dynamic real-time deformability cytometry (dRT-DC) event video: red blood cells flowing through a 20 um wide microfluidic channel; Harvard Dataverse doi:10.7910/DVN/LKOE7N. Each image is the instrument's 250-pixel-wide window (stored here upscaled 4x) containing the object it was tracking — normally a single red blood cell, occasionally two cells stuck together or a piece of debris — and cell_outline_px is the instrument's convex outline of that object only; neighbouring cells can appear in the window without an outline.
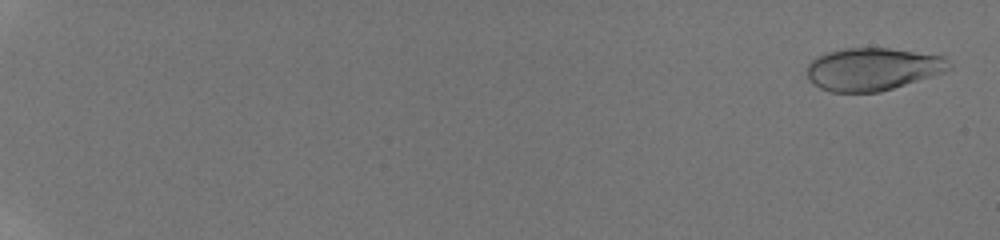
{"species": "human", "species_latin": "Homo sapiens", "temperature_condition": "room temperature", "stored_images_in_passage": 50, "camera_frame_rate_fps": 3000, "um_per_image_px": 0.085, "donor": {"sex": "male"}, "frame": {"image": 1, "passage_image": 1, "time_ms": 0.0, "image_size_px": [1000, 240], "cell_outline_px": [[952, 68], [944, 72], [880, 92], [828, 92], [820, 88], [808, 80], [808, 64], [816, 56], [828, 52], [844, 48], [888, 48], [944, 56], [952, 64]], "centroid_in_image_um": [74.17, 5.87], "position_along_channel_um": 10.8, "area_um2": 35.32}}
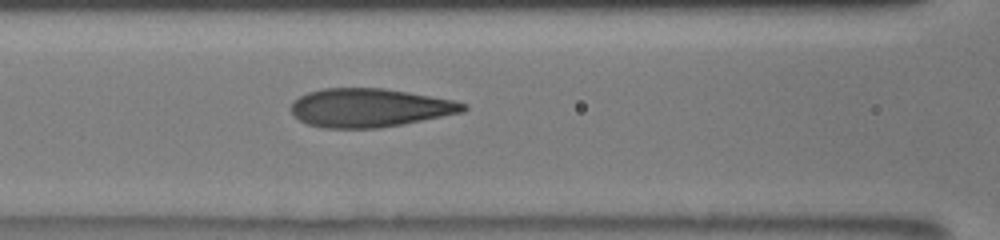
{"frame": {"image": 2, "passage_image": 23, "time_ms": 9.333, "image_size_px": [1000, 240], "cell_outline_px": [[468, 108], [464, 112], [380, 128], [320, 128], [308, 124], [300, 120], [292, 112], [292, 100], [308, 92], [324, 88], [384, 88], [456, 100], [468, 104]], "centroid_in_image_um": [31.44, 9.16], "position_along_channel_um": 135.2, "area_um2": 38.78}}
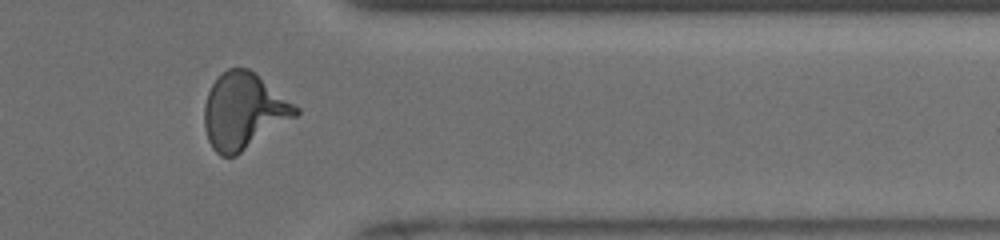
{"frame": {"image": 3, "passage_image": 42, "time_ms": 16.0, "image_size_px": [1000, 240], "cell_outline_px": [[300, 112], [296, 116], [236, 156], [220, 156], [212, 148], [208, 140], [204, 128], [204, 104], [208, 92], [212, 84], [228, 68], [248, 68], [300, 108]], "centroid_in_image_um": [20.69, 9.46], "position_along_channel_um": 390.7, "area_um2": 40.06}, "authors_computed_cell_mechanics": {"area_um2": 37.9168, "velocity_mm_per_s": 3.8926, "shape_relaxation_time_tau1_ms": 4.3085, "shape_relaxation_time_tau2_ms": null, "deformation_change_tau1": 0.2059, "deformation_change_tau2": null}}